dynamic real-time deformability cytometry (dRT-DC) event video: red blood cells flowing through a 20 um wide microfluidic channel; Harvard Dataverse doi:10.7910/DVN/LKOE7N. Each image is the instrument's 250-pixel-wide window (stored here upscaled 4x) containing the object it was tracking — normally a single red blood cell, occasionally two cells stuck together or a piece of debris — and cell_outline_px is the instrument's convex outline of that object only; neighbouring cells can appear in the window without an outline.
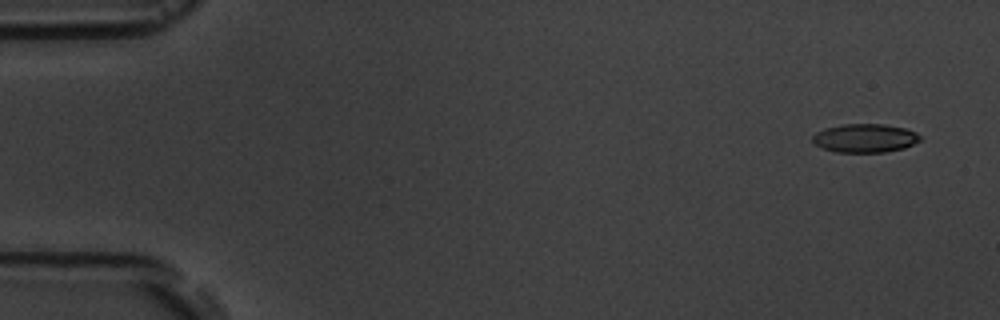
{"species": "common noctule bat (a hibernating species)", "species_latin": "Nyctalus noctula", "temperature_condition": "room temperature", "stored_images_in_passage": 6, "segment_of_instrument_passage": [2, 2], "camera_frame_rate_fps": 3000, "um_per_image_px": 0.085, "animal": {"sex": "male", "body_mass_g": 19.5, "forearm_length_mm": 54.6}, "frame": {"image": 1, "passage_image": 6, "time_ms": 6.0, "image_size_px": [1000, 320], "cell_outline_px": [[920, 140], [904, 148], [884, 152], [836, 152], [824, 148], [816, 144], [812, 140], [812, 136], [816, 132], [824, 128], [840, 124], [884, 124], [904, 128], [916, 132], [920, 136]], "centroid_in_image_um": [73.5, 11.73], "position_along_channel_um": 11.5, "area_um2": 17.86}}